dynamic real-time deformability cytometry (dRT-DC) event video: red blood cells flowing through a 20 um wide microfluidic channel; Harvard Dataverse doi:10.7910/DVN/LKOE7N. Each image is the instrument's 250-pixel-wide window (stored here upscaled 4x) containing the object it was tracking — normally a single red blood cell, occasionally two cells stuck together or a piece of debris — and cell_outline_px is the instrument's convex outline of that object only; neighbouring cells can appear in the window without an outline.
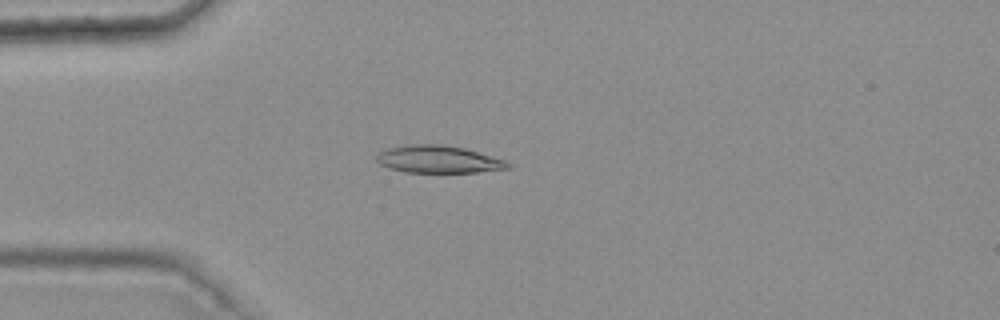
{"species": "common noctule bat (a hibernating species)", "species_latin": "Nyctalus noctula", "temperature_condition": "warm", "stored_images_in_passage": 4, "camera_frame_rate_fps": 3000, "um_per_image_px": 0.085, "animal": {"sex": "female", "body_mass_g": 25.1}, "frame": {"image": 1, "passage_image": 4, "time_ms": 1.0, "image_size_px": [1000, 320], "cell_outline_px": [[512, 168], [476, 172], [404, 172], [388, 168], [380, 164], [376, 160], [376, 156], [380, 152], [388, 148], [412, 144], [444, 144], [464, 148], [492, 156], [504, 160], [512, 164]], "centroid_in_image_um": [37.27, 13.54], "position_along_channel_um": 47.7, "area_um2": 20.98}}